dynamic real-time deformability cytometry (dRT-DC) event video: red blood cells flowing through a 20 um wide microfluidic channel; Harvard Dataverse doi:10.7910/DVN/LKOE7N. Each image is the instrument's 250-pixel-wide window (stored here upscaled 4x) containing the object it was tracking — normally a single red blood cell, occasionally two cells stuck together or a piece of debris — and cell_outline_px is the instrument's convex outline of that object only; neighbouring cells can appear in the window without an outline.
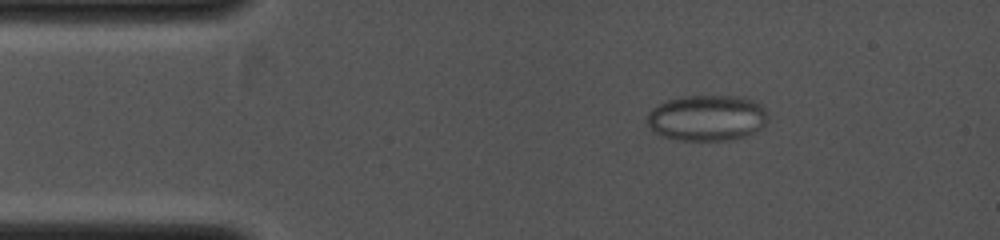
{"species": "common noctule bat (a hibernating species)", "species_latin": "Nyctalus noctula", "temperature_condition": "cold", "stored_images_in_passage": 26, "camera_frame_rate_fps": 4000, "um_per_image_px": 0.085, "animal": {"sex": "female", "body_mass_g": 19.0, "forearm_length_mm": 53.3}, "frame": {"image": 1, "passage_image": 3, "time_ms": 0.5, "image_size_px": [1000, 240], "cell_outline_px": [[768, 120], [760, 128], [748, 136], [728, 140], [684, 140], [664, 136], [652, 132], [648, 128], [648, 112], [652, 108], [668, 100], [684, 96], [744, 96], [760, 104], [768, 112]], "centroid_in_image_um": [60.12, 10.02], "position_along_channel_um": 24.9, "area_um2": 32.43}}
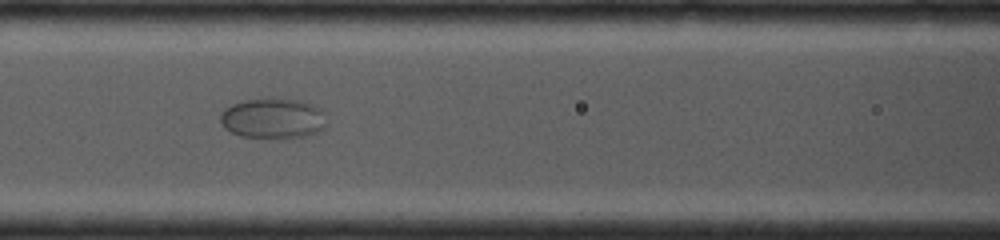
{"frame": {"image": 2, "passage_image": 20, "time_ms": 3.75, "image_size_px": [1000, 240], "cell_outline_px": [[324, 128], [316, 132], [304, 136], [240, 136], [224, 128], [220, 124], [220, 112], [224, 108], [232, 104], [244, 100], [268, 96], [284, 96], [300, 100], [312, 104], [320, 108], [324, 112]], "centroid_in_image_um": [23.16, 9.98], "position_along_channel_um": 143.4, "area_um2": 25.2}}
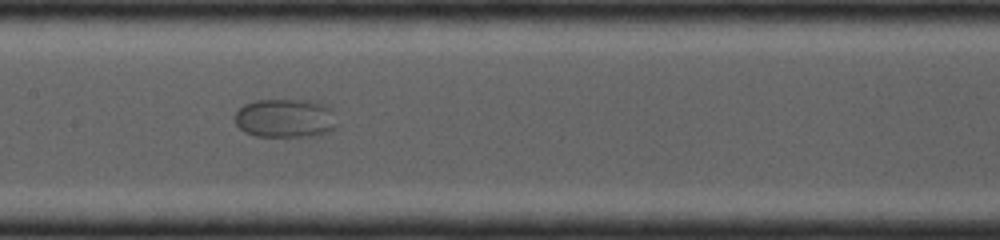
{"frame": {"image": 3, "passage_image": 25, "time_ms": 4.5, "image_size_px": [1000, 240], "cell_outline_px": [[336, 124], [328, 132], [320, 136], [256, 136], [244, 132], [236, 124], [236, 112], [244, 104], [256, 100], [316, 100], [332, 104]], "centroid_in_image_um": [24.31, 10.03], "position_along_channel_um": 183.1, "area_um2": 23.52}}